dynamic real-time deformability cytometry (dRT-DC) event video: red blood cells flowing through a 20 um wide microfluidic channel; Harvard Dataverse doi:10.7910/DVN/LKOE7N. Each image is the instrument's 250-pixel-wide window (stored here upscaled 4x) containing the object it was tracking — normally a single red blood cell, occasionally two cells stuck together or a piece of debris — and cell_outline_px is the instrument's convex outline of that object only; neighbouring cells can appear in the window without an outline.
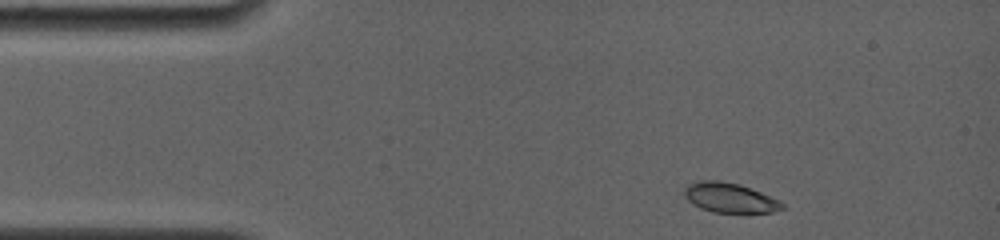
{"species": "common noctule bat (a hibernating species)", "species_latin": "Nyctalus noctula", "temperature_condition": "room temperature", "stored_images_in_passage": 13, "camera_frame_rate_fps": 4000, "um_per_image_px": 0.085, "animal": {"sex": "female", "body_mass_g": 19.0, "forearm_length_mm": 56.7}, "frame": {"image": 1, "passage_image": 1, "time_ms": 0.0, "image_size_px": [1000, 240], "cell_outline_px": [[784, 208], [772, 212], [712, 212], [700, 208], [692, 204], [684, 196], [684, 188], [688, 184], [700, 180], [720, 180], [740, 184], [780, 200], [784, 204]], "centroid_in_image_um": [62.0, 16.8], "position_along_channel_um": 23.0, "area_um2": 16.99}}
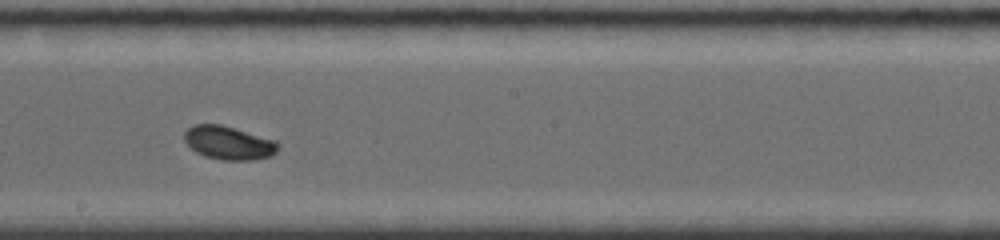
{"frame": {"image": 2, "passage_image": 8, "time_ms": 7.0, "image_size_px": [1000, 240], "cell_outline_px": [[280, 144], [276, 152], [272, 156], [252, 160], [224, 160], [204, 156], [196, 152], [184, 140], [184, 132], [192, 124], [220, 124], [276, 140]], "centroid_in_image_um": [19.45, 12.14], "position_along_channel_um": 228.8, "area_um2": 18.32}}
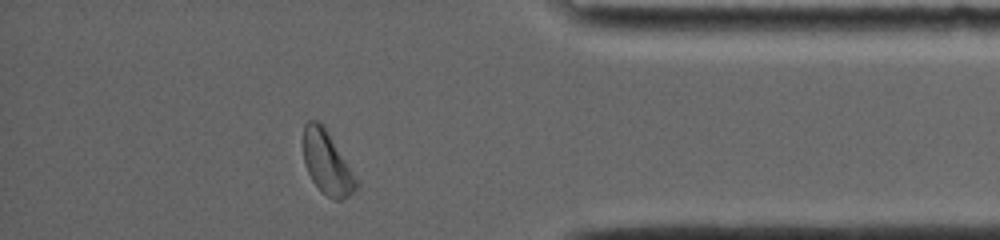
{"frame": {"image": 3, "passage_image": 13, "time_ms": 12.0, "image_size_px": [1000, 240], "cell_outline_px": [[360, 184], [348, 196], [340, 200], [336, 200], [320, 192], [312, 180], [304, 164], [304, 124], [308, 120], [316, 120], [324, 128]], "centroid_in_image_um": [27.77, 13.89], "position_along_channel_um": 407.4, "area_um2": 18.84}, "authors_computed_cell_mechanics": {"area_um2": 17.5712, "velocity_mm_per_s": 3.8562, "shape_relaxation_time_tau1_ms": 2.9122, "shape_relaxation_time_tau2_ms": null, "deformation_change_tau1": 0.1029, "deformation_change_tau2": null}}